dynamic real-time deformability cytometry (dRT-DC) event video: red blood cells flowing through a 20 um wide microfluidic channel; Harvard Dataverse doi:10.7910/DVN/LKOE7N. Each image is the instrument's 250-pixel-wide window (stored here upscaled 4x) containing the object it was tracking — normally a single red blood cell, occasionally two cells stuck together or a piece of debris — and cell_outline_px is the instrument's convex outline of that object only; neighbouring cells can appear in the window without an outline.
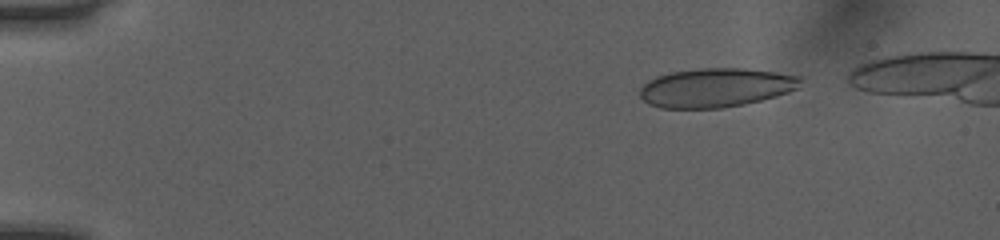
{"species": "human", "species_latin": "Homo sapiens", "temperature_condition": "room temperature", "stored_images_in_passage": 46, "camera_frame_rate_fps": 3000, "um_per_image_px": 0.085, "donor": {"sex": "female"}, "frame": {"image": 1, "passage_image": 5, "time_ms": 1.333, "image_size_px": [1000, 240], "cell_outline_px": [[804, 80], [800, 88], [776, 96], [744, 104], [720, 108], [660, 108], [648, 104], [640, 96], [640, 88], [648, 80], [656, 76], [668, 72], [700, 68], [744, 68], [804, 76]], "centroid_in_image_um": [60.87, 7.44], "position_along_channel_um": 24.1, "area_um2": 36.88}}
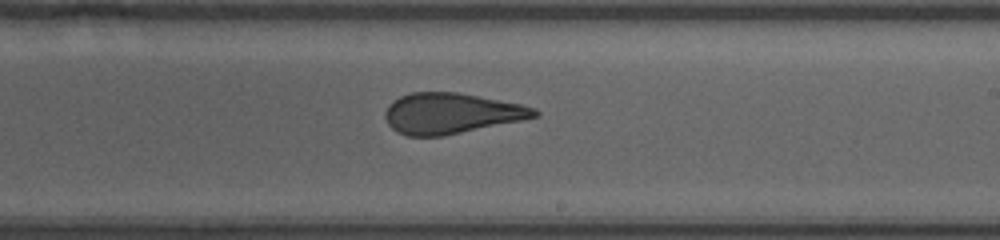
{"frame": {"image": 2, "passage_image": 29, "time_ms": 9.333, "image_size_px": [1000, 240], "cell_outline_px": [[540, 116], [444, 136], [408, 136], [396, 132], [388, 124], [384, 116], [384, 112], [388, 104], [392, 100], [400, 96], [412, 92], [456, 92], [520, 104], [536, 108], [540, 112]], "centroid_in_image_um": [38.31, 9.64], "position_along_channel_um": 250.7, "area_um2": 35.37}}
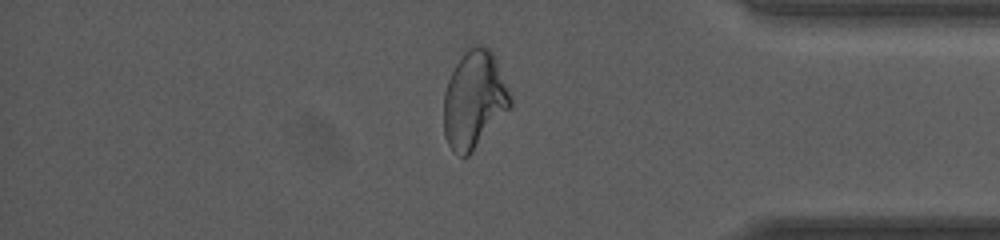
{"frame": {"image": 3, "passage_image": 41, "time_ms": 13.333, "image_size_px": [1000, 240], "cell_outline_px": [[512, 104], [472, 152], [468, 156], [460, 156], [452, 152], [444, 136], [444, 92], [448, 80], [456, 64], [464, 52], [468, 48], [476, 44], [480, 44], [488, 48], [492, 52], [496, 60], [512, 100]], "centroid_in_image_um": [40.27, 8.48], "position_along_channel_um": 394.9, "area_um2": 37.34}}